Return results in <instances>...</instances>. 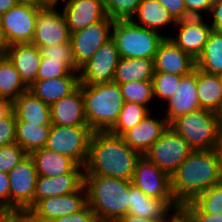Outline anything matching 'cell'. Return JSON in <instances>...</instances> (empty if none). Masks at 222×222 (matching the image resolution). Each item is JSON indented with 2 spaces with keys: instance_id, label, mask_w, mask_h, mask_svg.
<instances>
[{
  "instance_id": "1",
  "label": "cell",
  "mask_w": 222,
  "mask_h": 222,
  "mask_svg": "<svg viewBox=\"0 0 222 222\" xmlns=\"http://www.w3.org/2000/svg\"><path fill=\"white\" fill-rule=\"evenodd\" d=\"M141 155L130 148L121 136L108 131H94L84 166L85 175H100L132 181Z\"/></svg>"
},
{
  "instance_id": "2",
  "label": "cell",
  "mask_w": 222,
  "mask_h": 222,
  "mask_svg": "<svg viewBox=\"0 0 222 222\" xmlns=\"http://www.w3.org/2000/svg\"><path fill=\"white\" fill-rule=\"evenodd\" d=\"M219 170L215 149L194 150L170 176L175 201L183 205L216 185Z\"/></svg>"
},
{
  "instance_id": "3",
  "label": "cell",
  "mask_w": 222,
  "mask_h": 222,
  "mask_svg": "<svg viewBox=\"0 0 222 222\" xmlns=\"http://www.w3.org/2000/svg\"><path fill=\"white\" fill-rule=\"evenodd\" d=\"M131 181L100 175H84L87 205L100 222H115L128 213Z\"/></svg>"
},
{
  "instance_id": "4",
  "label": "cell",
  "mask_w": 222,
  "mask_h": 222,
  "mask_svg": "<svg viewBox=\"0 0 222 222\" xmlns=\"http://www.w3.org/2000/svg\"><path fill=\"white\" fill-rule=\"evenodd\" d=\"M84 98L87 125L93 131H108L116 122L125 103L120 85L79 84Z\"/></svg>"
},
{
  "instance_id": "5",
  "label": "cell",
  "mask_w": 222,
  "mask_h": 222,
  "mask_svg": "<svg viewBox=\"0 0 222 222\" xmlns=\"http://www.w3.org/2000/svg\"><path fill=\"white\" fill-rule=\"evenodd\" d=\"M169 127L193 150H212L215 149L222 131L221 114L208 109H199L177 117Z\"/></svg>"
},
{
  "instance_id": "6",
  "label": "cell",
  "mask_w": 222,
  "mask_h": 222,
  "mask_svg": "<svg viewBox=\"0 0 222 222\" xmlns=\"http://www.w3.org/2000/svg\"><path fill=\"white\" fill-rule=\"evenodd\" d=\"M165 37L157 31L135 25L131 20H114L112 24V39L123 58L154 60Z\"/></svg>"
},
{
  "instance_id": "7",
  "label": "cell",
  "mask_w": 222,
  "mask_h": 222,
  "mask_svg": "<svg viewBox=\"0 0 222 222\" xmlns=\"http://www.w3.org/2000/svg\"><path fill=\"white\" fill-rule=\"evenodd\" d=\"M93 130L89 126L51 125L45 148L73 159L84 167Z\"/></svg>"
},
{
  "instance_id": "8",
  "label": "cell",
  "mask_w": 222,
  "mask_h": 222,
  "mask_svg": "<svg viewBox=\"0 0 222 222\" xmlns=\"http://www.w3.org/2000/svg\"><path fill=\"white\" fill-rule=\"evenodd\" d=\"M43 6L17 3L0 15V26L7 46L32 42L37 16Z\"/></svg>"
},
{
  "instance_id": "9",
  "label": "cell",
  "mask_w": 222,
  "mask_h": 222,
  "mask_svg": "<svg viewBox=\"0 0 222 222\" xmlns=\"http://www.w3.org/2000/svg\"><path fill=\"white\" fill-rule=\"evenodd\" d=\"M193 151L191 146L168 126L143 156L171 176Z\"/></svg>"
},
{
  "instance_id": "10",
  "label": "cell",
  "mask_w": 222,
  "mask_h": 222,
  "mask_svg": "<svg viewBox=\"0 0 222 222\" xmlns=\"http://www.w3.org/2000/svg\"><path fill=\"white\" fill-rule=\"evenodd\" d=\"M9 210H30L35 205V187L38 173L28 154L8 173Z\"/></svg>"
},
{
  "instance_id": "11",
  "label": "cell",
  "mask_w": 222,
  "mask_h": 222,
  "mask_svg": "<svg viewBox=\"0 0 222 222\" xmlns=\"http://www.w3.org/2000/svg\"><path fill=\"white\" fill-rule=\"evenodd\" d=\"M114 20L106 17L83 29L70 34V44L76 62V71L85 64L98 49L112 38V24Z\"/></svg>"
},
{
  "instance_id": "12",
  "label": "cell",
  "mask_w": 222,
  "mask_h": 222,
  "mask_svg": "<svg viewBox=\"0 0 222 222\" xmlns=\"http://www.w3.org/2000/svg\"><path fill=\"white\" fill-rule=\"evenodd\" d=\"M120 60L119 51L111 38L79 69V84H104L113 82Z\"/></svg>"
},
{
  "instance_id": "13",
  "label": "cell",
  "mask_w": 222,
  "mask_h": 222,
  "mask_svg": "<svg viewBox=\"0 0 222 222\" xmlns=\"http://www.w3.org/2000/svg\"><path fill=\"white\" fill-rule=\"evenodd\" d=\"M131 182L150 198L175 199L171 189L170 175L145 156H141L137 160Z\"/></svg>"
},
{
  "instance_id": "14",
  "label": "cell",
  "mask_w": 222,
  "mask_h": 222,
  "mask_svg": "<svg viewBox=\"0 0 222 222\" xmlns=\"http://www.w3.org/2000/svg\"><path fill=\"white\" fill-rule=\"evenodd\" d=\"M57 6H43L38 13L32 44L38 48L70 43V30Z\"/></svg>"
},
{
  "instance_id": "15",
  "label": "cell",
  "mask_w": 222,
  "mask_h": 222,
  "mask_svg": "<svg viewBox=\"0 0 222 222\" xmlns=\"http://www.w3.org/2000/svg\"><path fill=\"white\" fill-rule=\"evenodd\" d=\"M86 205L87 192L83 185L74 193L41 199L29 211L35 222H49L65 215L74 214Z\"/></svg>"
},
{
  "instance_id": "16",
  "label": "cell",
  "mask_w": 222,
  "mask_h": 222,
  "mask_svg": "<svg viewBox=\"0 0 222 222\" xmlns=\"http://www.w3.org/2000/svg\"><path fill=\"white\" fill-rule=\"evenodd\" d=\"M196 67V60L165 37L154 57V71L178 76L190 74Z\"/></svg>"
},
{
  "instance_id": "17",
  "label": "cell",
  "mask_w": 222,
  "mask_h": 222,
  "mask_svg": "<svg viewBox=\"0 0 222 222\" xmlns=\"http://www.w3.org/2000/svg\"><path fill=\"white\" fill-rule=\"evenodd\" d=\"M62 13L70 33L102 21L107 17L103 0H67Z\"/></svg>"
},
{
  "instance_id": "18",
  "label": "cell",
  "mask_w": 222,
  "mask_h": 222,
  "mask_svg": "<svg viewBox=\"0 0 222 222\" xmlns=\"http://www.w3.org/2000/svg\"><path fill=\"white\" fill-rule=\"evenodd\" d=\"M165 115L170 124L174 119L201 109L197 91V68L188 75L182 76L177 92L168 100Z\"/></svg>"
},
{
  "instance_id": "19",
  "label": "cell",
  "mask_w": 222,
  "mask_h": 222,
  "mask_svg": "<svg viewBox=\"0 0 222 222\" xmlns=\"http://www.w3.org/2000/svg\"><path fill=\"white\" fill-rule=\"evenodd\" d=\"M129 195L127 214L159 222H164L170 211L180 206L175 199L150 198L132 183L129 185Z\"/></svg>"
},
{
  "instance_id": "20",
  "label": "cell",
  "mask_w": 222,
  "mask_h": 222,
  "mask_svg": "<svg viewBox=\"0 0 222 222\" xmlns=\"http://www.w3.org/2000/svg\"><path fill=\"white\" fill-rule=\"evenodd\" d=\"M166 118L155 119L151 113L135 127L121 135L125 143L143 156L168 128Z\"/></svg>"
},
{
  "instance_id": "21",
  "label": "cell",
  "mask_w": 222,
  "mask_h": 222,
  "mask_svg": "<svg viewBox=\"0 0 222 222\" xmlns=\"http://www.w3.org/2000/svg\"><path fill=\"white\" fill-rule=\"evenodd\" d=\"M51 121L58 126H88L81 87L50 106Z\"/></svg>"
},
{
  "instance_id": "22",
  "label": "cell",
  "mask_w": 222,
  "mask_h": 222,
  "mask_svg": "<svg viewBox=\"0 0 222 222\" xmlns=\"http://www.w3.org/2000/svg\"><path fill=\"white\" fill-rule=\"evenodd\" d=\"M5 54L14 64L21 79L29 87L37 80V72L41 62L40 49L32 43L13 44L7 46Z\"/></svg>"
},
{
  "instance_id": "23",
  "label": "cell",
  "mask_w": 222,
  "mask_h": 222,
  "mask_svg": "<svg viewBox=\"0 0 222 222\" xmlns=\"http://www.w3.org/2000/svg\"><path fill=\"white\" fill-rule=\"evenodd\" d=\"M30 156L38 176L58 177L67 173H85L84 167L79 166L73 159L45 147L35 150Z\"/></svg>"
},
{
  "instance_id": "24",
  "label": "cell",
  "mask_w": 222,
  "mask_h": 222,
  "mask_svg": "<svg viewBox=\"0 0 222 222\" xmlns=\"http://www.w3.org/2000/svg\"><path fill=\"white\" fill-rule=\"evenodd\" d=\"M16 122H27L41 126H51V109L48 104L37 98L29 90L12 102Z\"/></svg>"
},
{
  "instance_id": "25",
  "label": "cell",
  "mask_w": 222,
  "mask_h": 222,
  "mask_svg": "<svg viewBox=\"0 0 222 222\" xmlns=\"http://www.w3.org/2000/svg\"><path fill=\"white\" fill-rule=\"evenodd\" d=\"M85 173H67L58 177L38 176L35 187V204L46 197L68 195L84 185Z\"/></svg>"
},
{
  "instance_id": "26",
  "label": "cell",
  "mask_w": 222,
  "mask_h": 222,
  "mask_svg": "<svg viewBox=\"0 0 222 222\" xmlns=\"http://www.w3.org/2000/svg\"><path fill=\"white\" fill-rule=\"evenodd\" d=\"M79 86V76H63L52 79H37L29 91L51 106L64 96L72 93Z\"/></svg>"
},
{
  "instance_id": "27",
  "label": "cell",
  "mask_w": 222,
  "mask_h": 222,
  "mask_svg": "<svg viewBox=\"0 0 222 222\" xmlns=\"http://www.w3.org/2000/svg\"><path fill=\"white\" fill-rule=\"evenodd\" d=\"M138 21H137V20ZM131 21L138 26L157 31L169 24H175V19L169 11L157 0H141L136 14Z\"/></svg>"
},
{
  "instance_id": "28",
  "label": "cell",
  "mask_w": 222,
  "mask_h": 222,
  "mask_svg": "<svg viewBox=\"0 0 222 222\" xmlns=\"http://www.w3.org/2000/svg\"><path fill=\"white\" fill-rule=\"evenodd\" d=\"M197 91L201 109L222 113V76L197 68Z\"/></svg>"
},
{
  "instance_id": "29",
  "label": "cell",
  "mask_w": 222,
  "mask_h": 222,
  "mask_svg": "<svg viewBox=\"0 0 222 222\" xmlns=\"http://www.w3.org/2000/svg\"><path fill=\"white\" fill-rule=\"evenodd\" d=\"M154 72V60L120 57L113 82L120 85L133 81H148L152 80Z\"/></svg>"
},
{
  "instance_id": "30",
  "label": "cell",
  "mask_w": 222,
  "mask_h": 222,
  "mask_svg": "<svg viewBox=\"0 0 222 222\" xmlns=\"http://www.w3.org/2000/svg\"><path fill=\"white\" fill-rule=\"evenodd\" d=\"M177 36H168L179 48L196 60L202 53L212 28L206 23L196 27L179 28Z\"/></svg>"
},
{
  "instance_id": "31",
  "label": "cell",
  "mask_w": 222,
  "mask_h": 222,
  "mask_svg": "<svg viewBox=\"0 0 222 222\" xmlns=\"http://www.w3.org/2000/svg\"><path fill=\"white\" fill-rule=\"evenodd\" d=\"M196 68L209 74L222 75V31H211Z\"/></svg>"
},
{
  "instance_id": "32",
  "label": "cell",
  "mask_w": 222,
  "mask_h": 222,
  "mask_svg": "<svg viewBox=\"0 0 222 222\" xmlns=\"http://www.w3.org/2000/svg\"><path fill=\"white\" fill-rule=\"evenodd\" d=\"M28 90L29 87L21 79L14 64L5 54L0 59V98L9 99L13 102Z\"/></svg>"
},
{
  "instance_id": "33",
  "label": "cell",
  "mask_w": 222,
  "mask_h": 222,
  "mask_svg": "<svg viewBox=\"0 0 222 222\" xmlns=\"http://www.w3.org/2000/svg\"><path fill=\"white\" fill-rule=\"evenodd\" d=\"M51 126L16 122L15 140L27 154L46 146Z\"/></svg>"
},
{
  "instance_id": "34",
  "label": "cell",
  "mask_w": 222,
  "mask_h": 222,
  "mask_svg": "<svg viewBox=\"0 0 222 222\" xmlns=\"http://www.w3.org/2000/svg\"><path fill=\"white\" fill-rule=\"evenodd\" d=\"M151 113L147 106L125 102L115 124L108 130L113 135L121 136L127 130L138 125Z\"/></svg>"
},
{
  "instance_id": "35",
  "label": "cell",
  "mask_w": 222,
  "mask_h": 222,
  "mask_svg": "<svg viewBox=\"0 0 222 222\" xmlns=\"http://www.w3.org/2000/svg\"><path fill=\"white\" fill-rule=\"evenodd\" d=\"M120 89L125 102L148 107L149 102L154 98L152 80L123 83L120 84Z\"/></svg>"
},
{
  "instance_id": "36",
  "label": "cell",
  "mask_w": 222,
  "mask_h": 222,
  "mask_svg": "<svg viewBox=\"0 0 222 222\" xmlns=\"http://www.w3.org/2000/svg\"><path fill=\"white\" fill-rule=\"evenodd\" d=\"M181 78L182 76L166 72H154L152 78L154 98L167 102L177 92Z\"/></svg>"
},
{
  "instance_id": "37",
  "label": "cell",
  "mask_w": 222,
  "mask_h": 222,
  "mask_svg": "<svg viewBox=\"0 0 222 222\" xmlns=\"http://www.w3.org/2000/svg\"><path fill=\"white\" fill-rule=\"evenodd\" d=\"M106 16L112 20H131L141 0H103Z\"/></svg>"
},
{
  "instance_id": "38",
  "label": "cell",
  "mask_w": 222,
  "mask_h": 222,
  "mask_svg": "<svg viewBox=\"0 0 222 222\" xmlns=\"http://www.w3.org/2000/svg\"><path fill=\"white\" fill-rule=\"evenodd\" d=\"M193 202L204 213L222 214V188L214 185L199 194Z\"/></svg>"
},
{
  "instance_id": "39",
  "label": "cell",
  "mask_w": 222,
  "mask_h": 222,
  "mask_svg": "<svg viewBox=\"0 0 222 222\" xmlns=\"http://www.w3.org/2000/svg\"><path fill=\"white\" fill-rule=\"evenodd\" d=\"M39 49L42 57L59 60V62L64 63L71 71H76V62L70 43H59Z\"/></svg>"
},
{
  "instance_id": "40",
  "label": "cell",
  "mask_w": 222,
  "mask_h": 222,
  "mask_svg": "<svg viewBox=\"0 0 222 222\" xmlns=\"http://www.w3.org/2000/svg\"><path fill=\"white\" fill-rule=\"evenodd\" d=\"M78 71H71L59 60L41 58L40 67L37 72V79H52L63 76H79Z\"/></svg>"
},
{
  "instance_id": "41",
  "label": "cell",
  "mask_w": 222,
  "mask_h": 222,
  "mask_svg": "<svg viewBox=\"0 0 222 222\" xmlns=\"http://www.w3.org/2000/svg\"><path fill=\"white\" fill-rule=\"evenodd\" d=\"M28 154L16 142L0 147V172L9 173Z\"/></svg>"
},
{
  "instance_id": "42",
  "label": "cell",
  "mask_w": 222,
  "mask_h": 222,
  "mask_svg": "<svg viewBox=\"0 0 222 222\" xmlns=\"http://www.w3.org/2000/svg\"><path fill=\"white\" fill-rule=\"evenodd\" d=\"M16 117L13 110L0 120V147L16 142Z\"/></svg>"
},
{
  "instance_id": "43",
  "label": "cell",
  "mask_w": 222,
  "mask_h": 222,
  "mask_svg": "<svg viewBox=\"0 0 222 222\" xmlns=\"http://www.w3.org/2000/svg\"><path fill=\"white\" fill-rule=\"evenodd\" d=\"M202 11L186 8L175 20V26L178 28L196 27L204 25Z\"/></svg>"
},
{
  "instance_id": "44",
  "label": "cell",
  "mask_w": 222,
  "mask_h": 222,
  "mask_svg": "<svg viewBox=\"0 0 222 222\" xmlns=\"http://www.w3.org/2000/svg\"><path fill=\"white\" fill-rule=\"evenodd\" d=\"M182 206L190 213L194 222H222V214L204 213L193 201Z\"/></svg>"
},
{
  "instance_id": "45",
  "label": "cell",
  "mask_w": 222,
  "mask_h": 222,
  "mask_svg": "<svg viewBox=\"0 0 222 222\" xmlns=\"http://www.w3.org/2000/svg\"><path fill=\"white\" fill-rule=\"evenodd\" d=\"M49 222H100L92 209L86 205L82 210L56 218Z\"/></svg>"
},
{
  "instance_id": "46",
  "label": "cell",
  "mask_w": 222,
  "mask_h": 222,
  "mask_svg": "<svg viewBox=\"0 0 222 222\" xmlns=\"http://www.w3.org/2000/svg\"><path fill=\"white\" fill-rule=\"evenodd\" d=\"M0 222H35L29 210H0Z\"/></svg>"
},
{
  "instance_id": "47",
  "label": "cell",
  "mask_w": 222,
  "mask_h": 222,
  "mask_svg": "<svg viewBox=\"0 0 222 222\" xmlns=\"http://www.w3.org/2000/svg\"><path fill=\"white\" fill-rule=\"evenodd\" d=\"M9 188L8 173L0 172V210H9Z\"/></svg>"
},
{
  "instance_id": "48",
  "label": "cell",
  "mask_w": 222,
  "mask_h": 222,
  "mask_svg": "<svg viewBox=\"0 0 222 222\" xmlns=\"http://www.w3.org/2000/svg\"><path fill=\"white\" fill-rule=\"evenodd\" d=\"M159 1L176 20L186 9L184 0H157Z\"/></svg>"
},
{
  "instance_id": "49",
  "label": "cell",
  "mask_w": 222,
  "mask_h": 222,
  "mask_svg": "<svg viewBox=\"0 0 222 222\" xmlns=\"http://www.w3.org/2000/svg\"><path fill=\"white\" fill-rule=\"evenodd\" d=\"M210 13L213 15V20L210 24L213 31H222V0L214 2Z\"/></svg>"
},
{
  "instance_id": "50",
  "label": "cell",
  "mask_w": 222,
  "mask_h": 222,
  "mask_svg": "<svg viewBox=\"0 0 222 222\" xmlns=\"http://www.w3.org/2000/svg\"><path fill=\"white\" fill-rule=\"evenodd\" d=\"M172 214H169L164 222H194L190 213L182 205L175 208Z\"/></svg>"
},
{
  "instance_id": "51",
  "label": "cell",
  "mask_w": 222,
  "mask_h": 222,
  "mask_svg": "<svg viewBox=\"0 0 222 222\" xmlns=\"http://www.w3.org/2000/svg\"><path fill=\"white\" fill-rule=\"evenodd\" d=\"M186 8L210 13L213 0H184Z\"/></svg>"
},
{
  "instance_id": "52",
  "label": "cell",
  "mask_w": 222,
  "mask_h": 222,
  "mask_svg": "<svg viewBox=\"0 0 222 222\" xmlns=\"http://www.w3.org/2000/svg\"><path fill=\"white\" fill-rule=\"evenodd\" d=\"M12 111V101L0 98V120L5 118Z\"/></svg>"
},
{
  "instance_id": "53",
  "label": "cell",
  "mask_w": 222,
  "mask_h": 222,
  "mask_svg": "<svg viewBox=\"0 0 222 222\" xmlns=\"http://www.w3.org/2000/svg\"><path fill=\"white\" fill-rule=\"evenodd\" d=\"M115 222H159L148 218L138 217L135 215L126 214L118 218Z\"/></svg>"
},
{
  "instance_id": "54",
  "label": "cell",
  "mask_w": 222,
  "mask_h": 222,
  "mask_svg": "<svg viewBox=\"0 0 222 222\" xmlns=\"http://www.w3.org/2000/svg\"><path fill=\"white\" fill-rule=\"evenodd\" d=\"M18 2L16 0H0V15L13 8Z\"/></svg>"
},
{
  "instance_id": "55",
  "label": "cell",
  "mask_w": 222,
  "mask_h": 222,
  "mask_svg": "<svg viewBox=\"0 0 222 222\" xmlns=\"http://www.w3.org/2000/svg\"><path fill=\"white\" fill-rule=\"evenodd\" d=\"M215 151L217 153L218 160L220 162V166H222V131H221L219 140L216 144Z\"/></svg>"
},
{
  "instance_id": "56",
  "label": "cell",
  "mask_w": 222,
  "mask_h": 222,
  "mask_svg": "<svg viewBox=\"0 0 222 222\" xmlns=\"http://www.w3.org/2000/svg\"><path fill=\"white\" fill-rule=\"evenodd\" d=\"M59 0H36V4H41L44 6H57Z\"/></svg>"
},
{
  "instance_id": "57",
  "label": "cell",
  "mask_w": 222,
  "mask_h": 222,
  "mask_svg": "<svg viewBox=\"0 0 222 222\" xmlns=\"http://www.w3.org/2000/svg\"><path fill=\"white\" fill-rule=\"evenodd\" d=\"M216 185L222 188V166H220Z\"/></svg>"
},
{
  "instance_id": "58",
  "label": "cell",
  "mask_w": 222,
  "mask_h": 222,
  "mask_svg": "<svg viewBox=\"0 0 222 222\" xmlns=\"http://www.w3.org/2000/svg\"><path fill=\"white\" fill-rule=\"evenodd\" d=\"M6 44H0V59L5 55Z\"/></svg>"
},
{
  "instance_id": "59",
  "label": "cell",
  "mask_w": 222,
  "mask_h": 222,
  "mask_svg": "<svg viewBox=\"0 0 222 222\" xmlns=\"http://www.w3.org/2000/svg\"><path fill=\"white\" fill-rule=\"evenodd\" d=\"M18 3L36 4V0H16Z\"/></svg>"
},
{
  "instance_id": "60",
  "label": "cell",
  "mask_w": 222,
  "mask_h": 222,
  "mask_svg": "<svg viewBox=\"0 0 222 222\" xmlns=\"http://www.w3.org/2000/svg\"><path fill=\"white\" fill-rule=\"evenodd\" d=\"M0 44H6L4 37H3L2 30H1V26H0Z\"/></svg>"
}]
</instances>
